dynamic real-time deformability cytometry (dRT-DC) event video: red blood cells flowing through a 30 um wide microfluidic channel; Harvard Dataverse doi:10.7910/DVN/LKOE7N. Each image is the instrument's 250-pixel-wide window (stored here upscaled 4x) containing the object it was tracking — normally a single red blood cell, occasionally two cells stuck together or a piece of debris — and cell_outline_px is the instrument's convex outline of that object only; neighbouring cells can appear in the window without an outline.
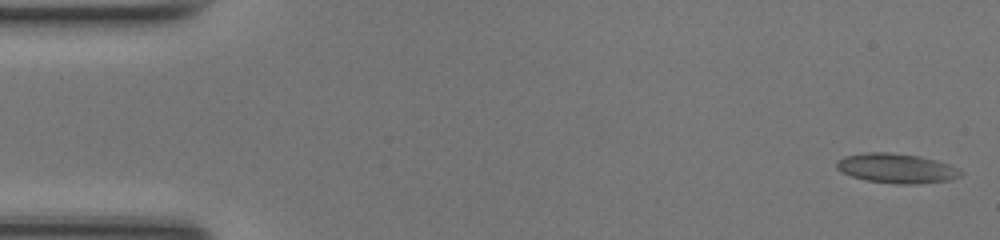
{"species": "common noctule bat (a hibernating species)", "species_latin": "Nyctalus noctula", "temperature_condition": "room temperature", "stored_images_in_passage": 48, "camera_frame_rate_fps": 3000, "um_per_image_px": 0.085, "animal": {"sex": "female", "body_mass_g": 17.0, "forearm_length_mm": 48.0}, "frame": {"image": 1, "passage_image": 1, "time_ms": 0.0, "image_size_px": [1000, 240], "cell_outline_px": [[964, 172], [960, 176], [948, 180], [916, 184], [896, 184], [868, 180], [852, 176], [840, 172], [836, 168], [836, 160], [844, 156], [864, 152], [888, 152], [920, 156], [936, 160], [948, 164]], "centroid_in_image_um": [76.16, 14.29], "position_along_channel_um": 8.8, "area_um2": 21.44}}
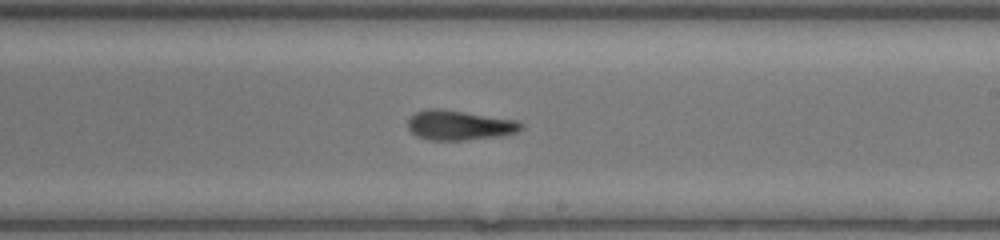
{"frame": {"image": 2, "passage_image": 28, "time_ms": 9.0, "image_size_px": [1000, 240], "cell_outline_px": [[524, 128], [516, 132], [500, 136], [464, 140], [428, 140], [416, 136], [408, 128], [408, 120], [416, 112], [428, 108], [440, 108], [520, 120], [524, 124]], "centroid_in_image_um": [39.08, 10.64], "position_along_channel_um": 249.9, "area_um2": 19.88}}
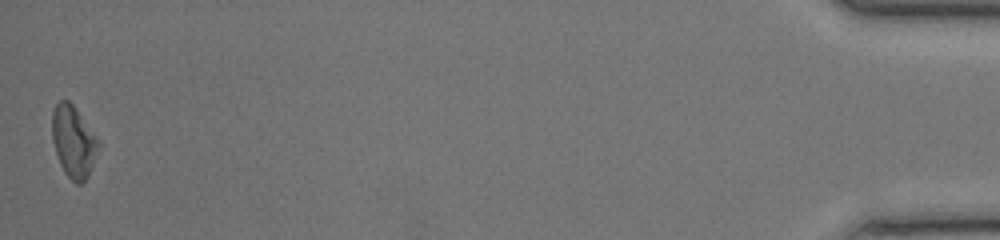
{"frame": {"image": 3, "passage_image": 48, "time_ms": 15.667, "image_size_px": [1000, 240], "cell_outline_px": [[100, 148], [88, 176], [80, 184], [76, 184], [64, 172], [60, 164], [52, 140], [52, 112], [56, 104], [60, 100], [68, 100], [76, 108], [100, 144]], "centroid_in_image_um": [6.24, 12.04], "position_along_channel_um": 429.0, "area_um2": 19.13}, "authors_computed_cell_mechanics": {"area_um2": 19.363, "velocity_mm_per_s": 4.2285, "shape_relaxation_time_tau1_ms": 5.916, "shape_relaxation_time_tau2_ms": 3.2725, "deformation_change_tau1": 0.1908, "deformation_change_tau2": 0.1277}}